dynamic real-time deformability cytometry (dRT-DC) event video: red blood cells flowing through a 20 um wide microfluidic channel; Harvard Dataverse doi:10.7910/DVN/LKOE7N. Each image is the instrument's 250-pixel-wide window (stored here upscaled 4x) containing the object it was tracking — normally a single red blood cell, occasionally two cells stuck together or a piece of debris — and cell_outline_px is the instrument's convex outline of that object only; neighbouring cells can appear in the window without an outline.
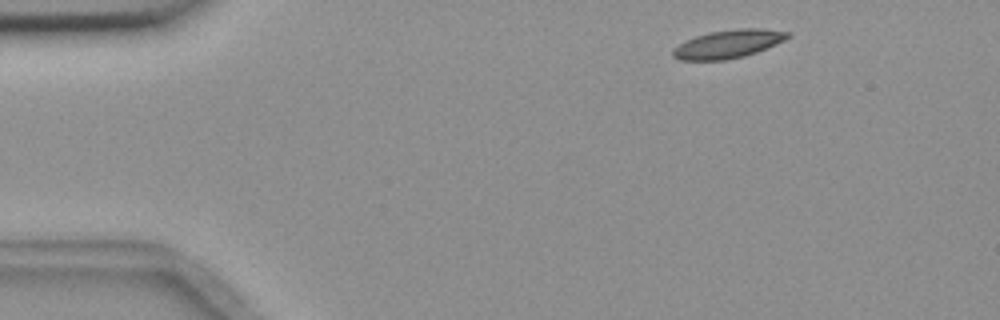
{"species": "common noctule bat (a hibernating species)", "species_latin": "Nyctalus noctula", "temperature_condition": "room temperature", "stored_images_in_passage": 6, "camera_frame_rate_fps": 3000, "um_per_image_px": 0.085, "animal": {"sex": "female", "body_mass_g": 18.4}, "frame": {"image": 1, "passage_image": 1, "time_ms": 0.0, "image_size_px": [1000, 320], "cell_outline_px": [[792, 36], [784, 40], [756, 52], [744, 56], [724, 60], [680, 60], [672, 56], [672, 48], [696, 36], [708, 32], [736, 28], [764, 28], [792, 32]], "centroid_in_image_um": [61.92, 3.72], "position_along_channel_um": 23.1, "area_um2": 18.96}}
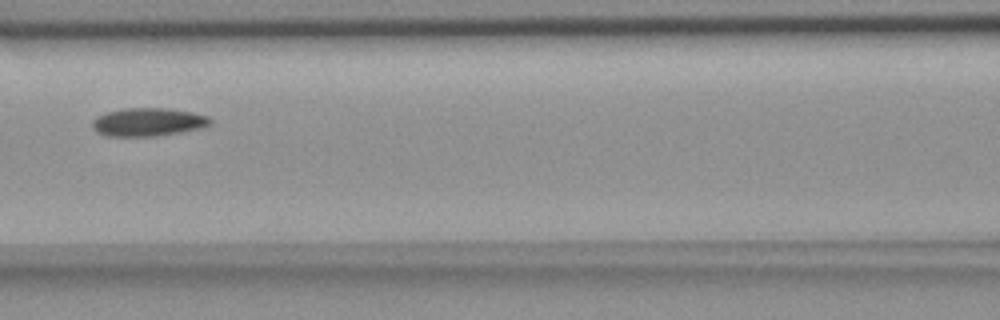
{"frame": {"image": 2, "passage_image": 6, "time_ms": 5.667, "image_size_px": [1000, 320], "cell_outline_px": [[212, 124], [200, 128], [180, 132], [152, 136], [104, 136], [96, 132], [92, 128], [92, 120], [96, 116], [108, 112], [124, 108], [168, 108], [192, 112], [208, 116], [212, 120]], "centroid_in_image_um": [12.56, 10.37], "position_along_channel_um": 154.0, "area_um2": 19.48}}